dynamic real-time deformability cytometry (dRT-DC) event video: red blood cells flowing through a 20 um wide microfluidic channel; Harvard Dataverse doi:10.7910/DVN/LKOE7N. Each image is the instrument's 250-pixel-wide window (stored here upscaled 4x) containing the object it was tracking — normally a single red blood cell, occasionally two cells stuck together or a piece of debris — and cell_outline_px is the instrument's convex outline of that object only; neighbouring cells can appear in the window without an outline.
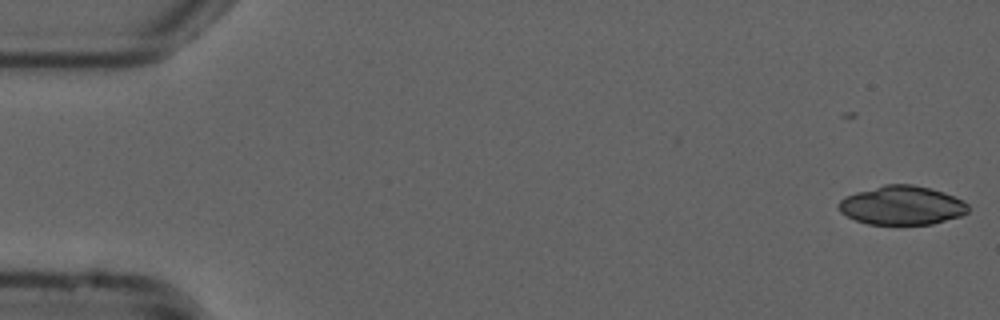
{"species": "common noctule bat (a hibernating species)", "species_latin": "Nyctalus noctula", "temperature_condition": "cold", "stored_images_in_passage": 2, "camera_frame_rate_fps": 3000, "um_per_image_px": 0.085, "animal": {"sex": "male", "forearm_length_mm": 52.5}, "frame": {"image": 1, "passage_image": 2, "time_ms": 0.333, "image_size_px": [1000, 320], "cell_outline_px": [[968, 212], [960, 216], [932, 224], [868, 224], [856, 220], [840, 212], [836, 204], [844, 196], [856, 192], [884, 184], [912, 184], [944, 192], [964, 200], [968, 204]], "centroid_in_image_um": [76.64, 17.45], "position_along_channel_um": 8.4, "area_um2": 29.42}}